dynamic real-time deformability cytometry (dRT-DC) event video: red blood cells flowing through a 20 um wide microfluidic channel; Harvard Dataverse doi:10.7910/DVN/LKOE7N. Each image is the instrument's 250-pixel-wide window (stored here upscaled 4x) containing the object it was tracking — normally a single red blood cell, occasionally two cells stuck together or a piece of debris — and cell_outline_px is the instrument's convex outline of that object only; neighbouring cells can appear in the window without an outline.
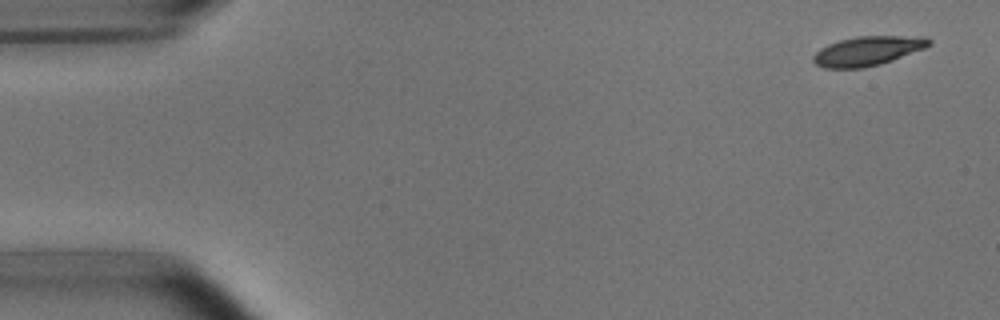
{"species": "common noctule bat (a hibernating species)", "species_latin": "Nyctalus noctula", "temperature_condition": "room temperature", "stored_images_in_passage": 3, "camera_frame_rate_fps": 3000, "um_per_image_px": 0.085, "animal": {"sex": "male", "body_mass_g": 15.6}, "frame": {"image": 1, "passage_image": 1, "time_ms": 0.0, "image_size_px": [1000, 320], "cell_outline_px": [[932, 44], [924, 48], [892, 60], [880, 64], [864, 68], [824, 68], [816, 64], [812, 60], [812, 56], [820, 48], [828, 44], [840, 40], [856, 36], [924, 36], [932, 40]], "centroid_in_image_um": [73.74, 4.32], "position_along_channel_um": 11.3, "area_um2": 19.83}}